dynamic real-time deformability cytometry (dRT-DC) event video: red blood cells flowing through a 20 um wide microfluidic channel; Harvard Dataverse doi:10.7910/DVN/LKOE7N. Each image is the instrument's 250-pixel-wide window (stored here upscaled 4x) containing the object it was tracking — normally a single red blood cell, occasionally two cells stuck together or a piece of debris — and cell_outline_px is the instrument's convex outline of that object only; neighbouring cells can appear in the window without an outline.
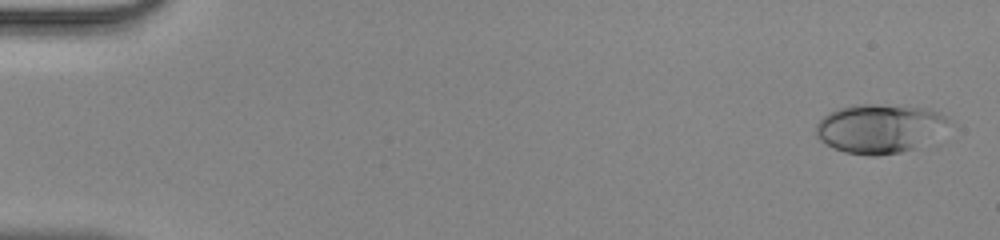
{"species": "human", "species_latin": "Homo sapiens", "temperature_condition": "room temperature", "stored_images_in_passage": 48, "camera_frame_rate_fps": 3000, "um_per_image_px": 0.085, "donor": {"sex": "male"}, "frame": {"image": 1, "passage_image": 2, "time_ms": 0.333, "image_size_px": [1000, 240], "cell_outline_px": [[952, 124], [916, 148], [900, 152], [876, 156], [872, 156], [844, 152], [832, 148], [820, 140], [816, 136], [816, 124], [828, 112], [836, 108], [852, 104], [876, 104], [928, 108], [940, 112]], "centroid_in_image_um": [74.73, 10.91], "position_along_channel_um": 10.3, "area_um2": 38.09}}
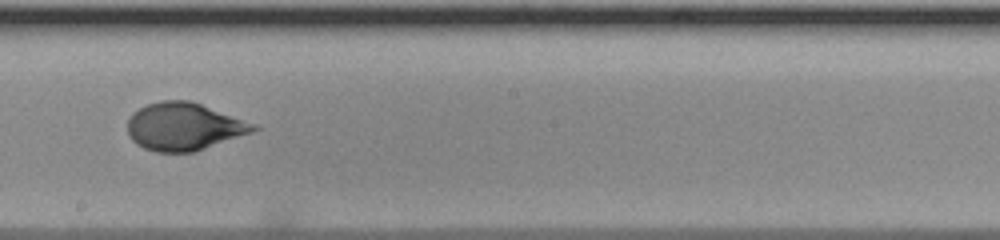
{"frame": {"image": 2, "passage_image": 28, "time_ms": 9.0, "image_size_px": [1000, 240], "cell_outline_px": [[260, 128], [252, 132], [196, 152], [156, 152], [144, 148], [136, 144], [128, 136], [128, 120], [132, 112], [148, 104], [160, 100], [192, 100], [256, 124]], "centroid_in_image_um": [15.64, 10.76], "position_along_channel_um": 232.6, "area_um2": 35.2}}
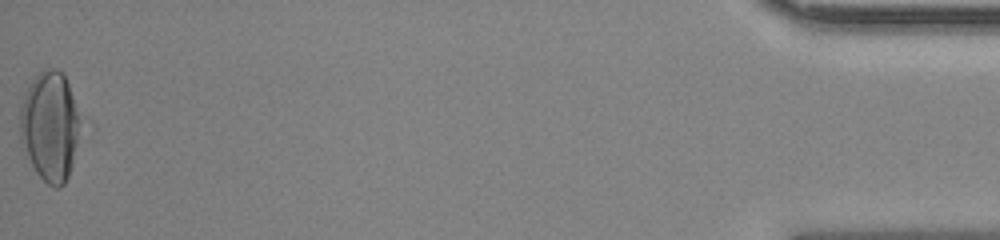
{"frame": {"image": 3, "passage_image": 48, "time_ms": 15.667, "image_size_px": [1000, 240], "cell_outline_px": [[84, 124], [72, 164], [68, 176], [64, 184], [60, 188], [56, 188], [48, 184], [36, 172], [20, 140], [20, 104], [24, 92], [32, 80], [44, 68], [56, 68], [64, 72]], "centroid_in_image_um": [4.29, 10.69], "position_along_channel_um": 430.9, "area_um2": 39.3}}